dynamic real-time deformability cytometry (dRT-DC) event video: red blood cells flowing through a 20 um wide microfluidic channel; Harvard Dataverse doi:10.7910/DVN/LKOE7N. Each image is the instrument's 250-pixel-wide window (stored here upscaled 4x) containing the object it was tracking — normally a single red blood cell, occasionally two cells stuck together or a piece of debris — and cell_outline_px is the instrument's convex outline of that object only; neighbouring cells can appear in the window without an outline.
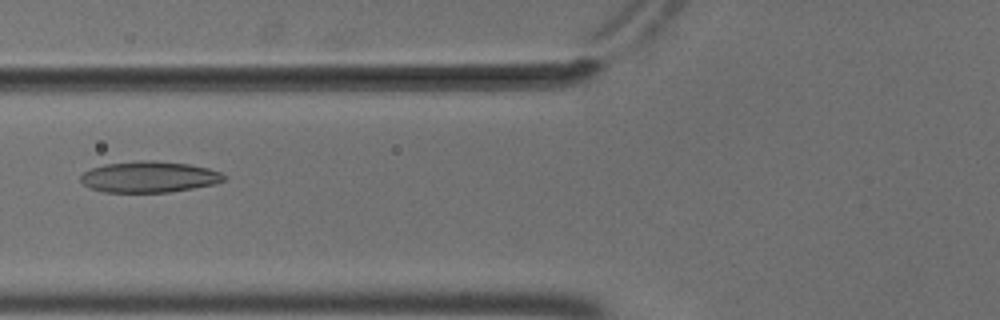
{"species": "common noctule bat (a hibernating species)", "species_latin": "Nyctalus noctula", "temperature_condition": "cold", "stored_images_in_passage": 5, "camera_frame_rate_fps": 3000, "um_per_image_px": 0.085, "animal": {"sex": "male", "body_mass_g": 18.8}, "frame": {"image": 1, "passage_image": 2, "time_ms": 0.333, "image_size_px": [1000, 320], "cell_outline_px": [[228, 176], [224, 180], [216, 184], [168, 192], [104, 192], [92, 188], [84, 184], [80, 180], [80, 176], [84, 172], [92, 168], [104, 164], [140, 160], [156, 160], [188, 164], [208, 168], [220, 172]], "centroid_in_image_um": [12.7, 15.03], "position_along_channel_um": 113.1, "area_um2": 26.01}}
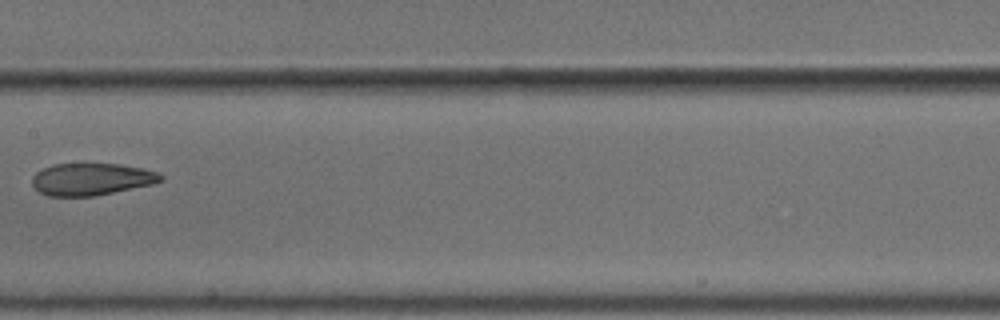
{"frame": {"image": 2, "passage_image": 4, "time_ms": 1.0, "image_size_px": [1000, 320], "cell_outline_px": [[164, 180], [152, 184], [92, 196], [48, 196], [40, 192], [32, 184], [32, 176], [36, 172], [52, 164], [120, 164], [140, 168], [156, 172], [164, 176]], "centroid_in_image_um": [7.75, 15.23], "position_along_channel_um": 199.7, "area_um2": 23.81}}
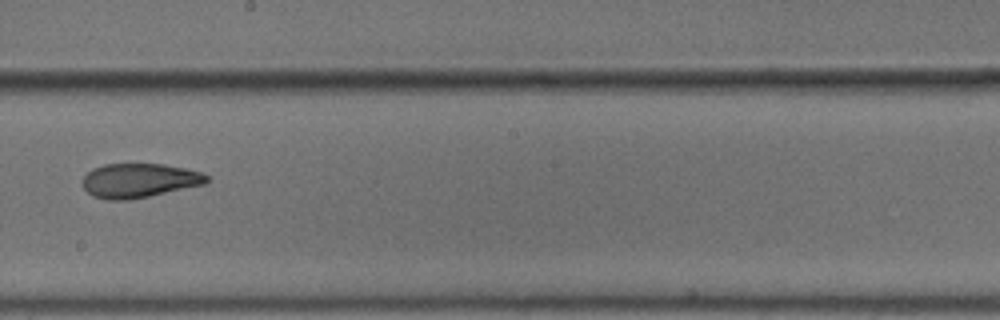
{"frame": {"image": 3, "passage_image": 5, "time_ms": 1.333, "image_size_px": [1000, 320], "cell_outline_px": [[208, 180], [204, 184], [148, 196], [128, 200], [108, 200], [92, 196], [84, 188], [84, 176], [92, 168], [104, 164], [164, 164], [184, 168], [200, 172], [208, 176]], "centroid_in_image_um": [11.8, 15.34], "position_along_channel_um": 236.4, "area_um2": 24.51}}